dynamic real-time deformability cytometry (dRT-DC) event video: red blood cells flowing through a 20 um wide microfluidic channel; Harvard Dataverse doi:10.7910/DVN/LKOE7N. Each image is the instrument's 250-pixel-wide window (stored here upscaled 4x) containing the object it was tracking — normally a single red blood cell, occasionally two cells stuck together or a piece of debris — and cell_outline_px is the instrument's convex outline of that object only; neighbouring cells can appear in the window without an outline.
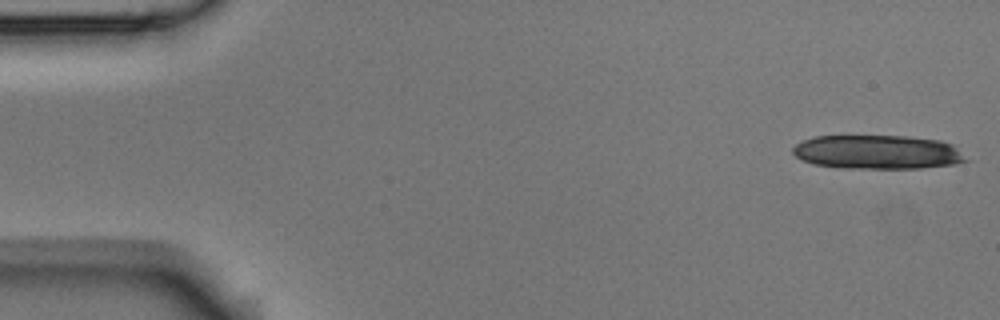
{"species": "Egyptian fruit bat (a non-hibernating species)", "species_latin": "Rousettus aegyptiacus", "temperature_condition": "room temperature", "stored_images_in_passage": 14, "camera_frame_rate_fps": 3000, "um_per_image_px": 0.085, "animal": {"sex": "male"}, "frame": {"image": 1, "passage_image": 1, "time_ms": 0.0, "image_size_px": [1000, 320], "cell_outline_px": [[968, 160], [952, 164], [920, 168], [840, 168], [812, 164], [796, 156], [792, 152], [792, 148], [796, 144], [804, 140], [816, 136], [908, 136], [940, 140], [952, 144]], "centroid_in_image_um": [74.56, 12.92], "position_along_channel_um": 10.4, "area_um2": 34.16}}